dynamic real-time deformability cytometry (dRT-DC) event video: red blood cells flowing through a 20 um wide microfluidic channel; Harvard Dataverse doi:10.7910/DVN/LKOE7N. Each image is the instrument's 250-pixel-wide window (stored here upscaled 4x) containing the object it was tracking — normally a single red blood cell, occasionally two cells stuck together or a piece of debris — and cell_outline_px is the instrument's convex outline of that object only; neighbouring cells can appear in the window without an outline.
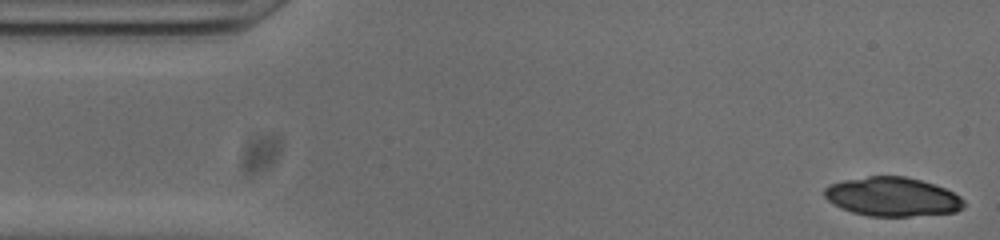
{"species": "common noctule bat (a hibernating species)", "species_latin": "Nyctalus noctula", "temperature_condition": "cold", "stored_images_in_passage": 51, "camera_frame_rate_fps": 3000, "um_per_image_px": 0.085, "animal": {"sex": "male", "body_mass_g": 20.0, "forearm_length_mm": 53.3}, "frame": {"image": 1, "passage_image": 1, "time_ms": 0.0, "image_size_px": [1000, 240], "cell_outline_px": [[964, 204], [956, 212], [908, 216], [868, 216], [852, 212], [840, 208], [832, 204], [824, 196], [824, 188], [828, 184], [844, 180], [868, 176], [904, 176], [920, 180], [944, 188], [960, 196], [964, 200]], "centroid_in_image_um": [75.8, 16.72], "position_along_channel_um": 9.2, "area_um2": 31.62}}